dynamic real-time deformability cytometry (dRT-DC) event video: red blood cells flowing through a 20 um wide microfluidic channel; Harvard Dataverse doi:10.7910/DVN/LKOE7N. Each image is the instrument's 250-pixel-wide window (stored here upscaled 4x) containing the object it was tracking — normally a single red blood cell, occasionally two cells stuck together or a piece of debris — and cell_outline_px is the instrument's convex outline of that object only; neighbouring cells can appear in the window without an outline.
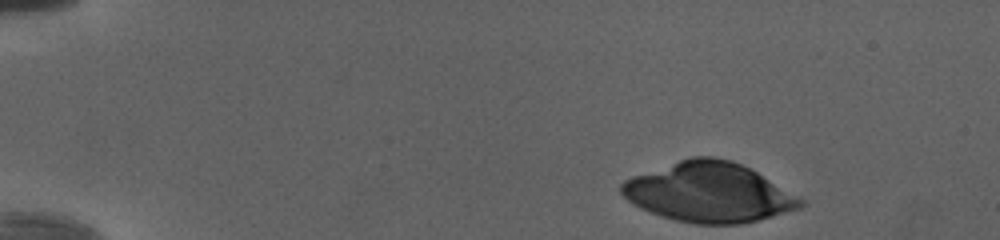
{"species": "human", "species_latin": "Homo sapiens", "temperature_condition": "cold", "stored_images_in_passage": 45, "camera_frame_rate_fps": 3000, "um_per_image_px": 0.085, "donor": {"sex": "female"}, "frame": {"image": 1, "passage_image": 1, "time_ms": 0.0, "image_size_px": [1000, 240], "cell_outline_px": [[804, 204], [800, 208], [772, 216], [740, 224], [696, 224], [676, 220], [640, 208], [632, 204], [620, 192], [620, 184], [624, 180], [632, 176], [692, 156], [712, 156], [732, 160], [756, 172], [800, 196], [804, 200]], "centroid_in_image_um": [60.25, 16.35], "position_along_channel_um": 24.8, "area_um2": 61.85}}